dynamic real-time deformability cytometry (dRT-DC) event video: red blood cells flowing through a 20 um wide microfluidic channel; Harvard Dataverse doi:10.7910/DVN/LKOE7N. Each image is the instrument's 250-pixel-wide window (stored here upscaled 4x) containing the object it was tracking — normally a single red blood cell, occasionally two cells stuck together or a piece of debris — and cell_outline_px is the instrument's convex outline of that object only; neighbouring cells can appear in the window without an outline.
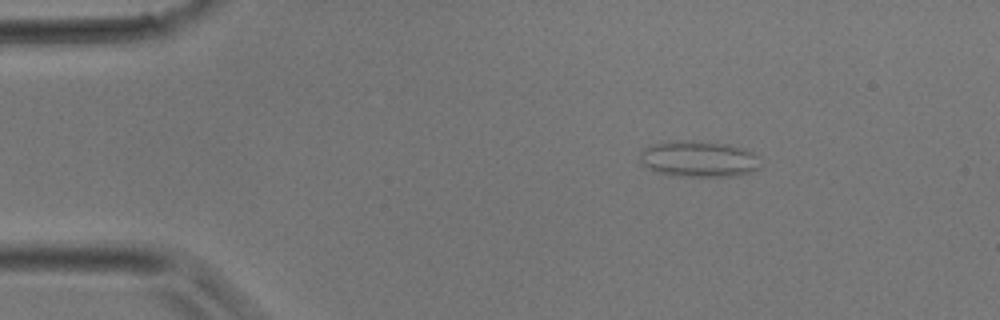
{"species": "common noctule bat (a hibernating species)", "species_latin": "Nyctalus noctula", "temperature_condition": "room temperature", "stored_images_in_passage": 37, "camera_frame_rate_fps": 3000, "um_per_image_px": 0.085, "animal": {"sex": "male", "body_mass_g": 17.9}, "frame": {"image": 1, "passage_image": 4, "time_ms": 1.0, "image_size_px": [1000, 320], "cell_outline_px": [[760, 168], [752, 172], [740, 176], [676, 176], [656, 172], [640, 164], [640, 152], [644, 148], [652, 144], [676, 140], [692, 140], [728, 144], [744, 148], [752, 152], [756, 156]], "centroid_in_image_um": [59.37, 13.51], "position_along_channel_um": 25.6, "area_um2": 25.66}}
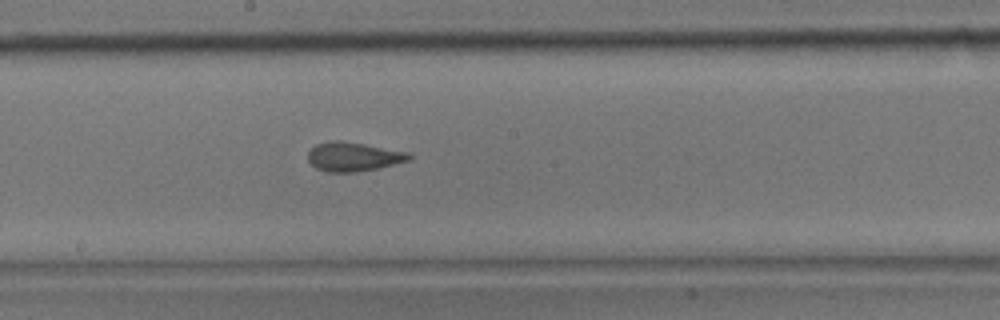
{"frame": {"image": 2, "passage_image": 19, "time_ms": 6.0, "image_size_px": [1000, 320], "cell_outline_px": [[412, 160], [376, 168], [352, 172], [328, 172], [316, 168], [308, 160], [308, 152], [316, 144], [332, 140], [340, 140], [364, 144], [408, 152], [412, 156]], "centroid_in_image_um": [30.03, 13.31], "position_along_channel_um": 218.2, "area_um2": 16.99}}
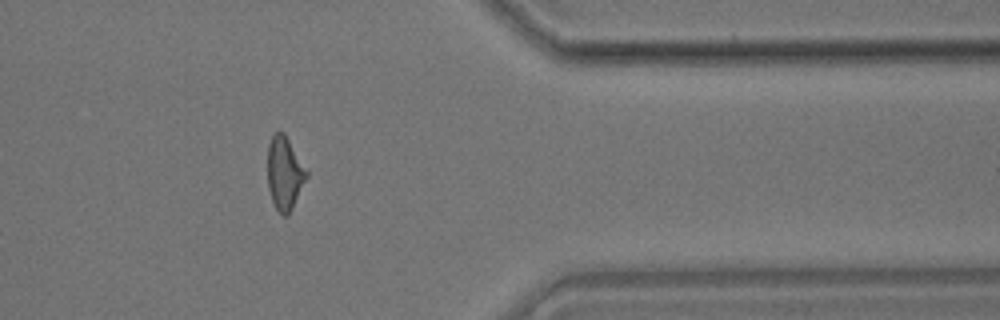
{"frame": {"image": 3, "passage_image": 30, "time_ms": 9.667, "image_size_px": [1000, 320], "cell_outline_px": [[308, 176], [288, 216], [284, 216], [276, 208], [272, 200], [268, 188], [268, 144], [272, 136], [276, 132], [284, 132], [308, 172]], "centroid_in_image_um": [24.19, 14.72], "position_along_channel_um": 387.2, "area_um2": 16.42}}